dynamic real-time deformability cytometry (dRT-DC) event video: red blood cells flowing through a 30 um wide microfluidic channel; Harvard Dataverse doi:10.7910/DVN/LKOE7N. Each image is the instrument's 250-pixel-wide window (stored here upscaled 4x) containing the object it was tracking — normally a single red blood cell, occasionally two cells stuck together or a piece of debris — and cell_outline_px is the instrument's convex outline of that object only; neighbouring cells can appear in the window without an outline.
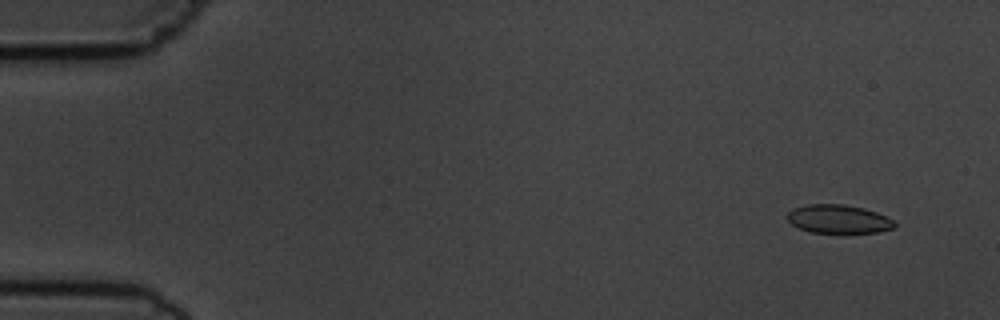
{"species": "common noctule bat (a hibernating species)", "species_latin": "Nyctalus noctula", "temperature_condition": "cold", "stored_images_in_passage": 56, "camera_frame_rate_fps": 3000, "um_per_image_px": 0.085, "animal": {"sex": "male", "body_mass_g": 19.5, "forearm_length_mm": 54.6}, "frame": {"image": 1, "passage_image": 4, "time_ms": 1.0, "image_size_px": [1000, 320], "cell_outline_px": [[896, 228], [880, 232], [808, 232], [792, 224], [788, 220], [788, 212], [792, 208], [808, 204], [844, 204], [864, 208], [876, 212], [892, 220], [896, 224]], "centroid_in_image_um": [71.27, 18.61], "position_along_channel_um": 13.7, "area_um2": 17.74}}
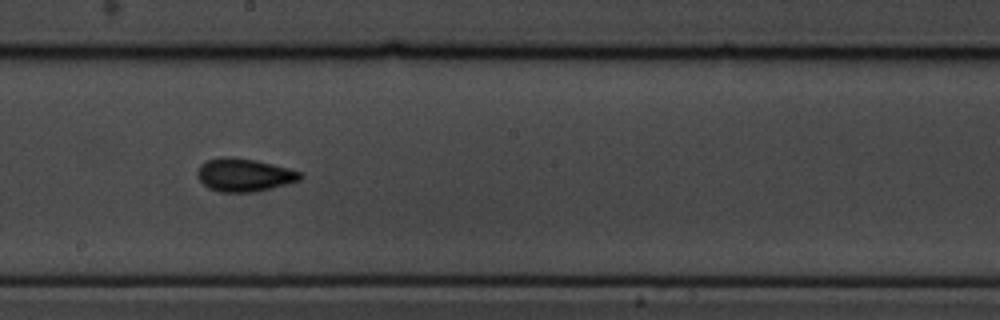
{"frame": {"image": 2, "passage_image": 31, "time_ms": 10.0, "image_size_px": [1000, 320], "cell_outline_px": [[304, 176], [300, 180], [272, 188], [252, 192], [220, 192], [208, 188], [200, 180], [196, 172], [200, 164], [208, 160], [224, 156], [228, 156], [256, 160], [288, 168], [300, 172]], "centroid_in_image_um": [20.74, 14.87], "position_along_channel_um": 227.5, "area_um2": 19.77}}
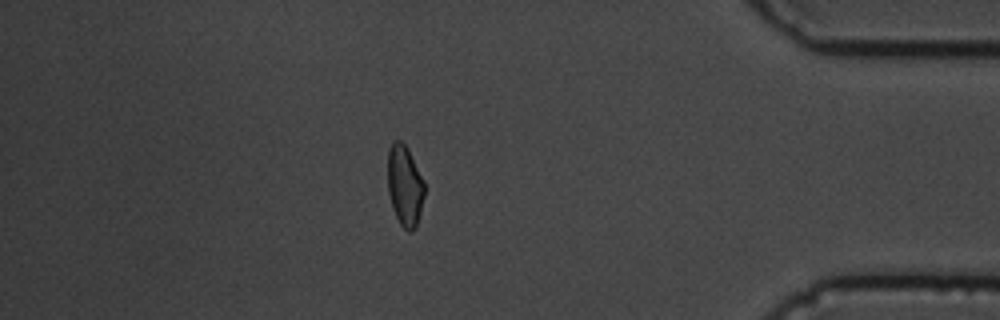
{"frame": {"image": 3, "passage_image": 48, "time_ms": 15.667, "image_size_px": [1000, 320], "cell_outline_px": [[424, 196], [416, 228], [412, 232], [408, 232], [400, 224], [392, 208], [388, 192], [388, 152], [392, 140], [400, 140], [408, 148], [424, 180]], "centroid_in_image_um": [34.4, 15.78], "position_along_channel_um": 400.8, "area_um2": 17.46}}